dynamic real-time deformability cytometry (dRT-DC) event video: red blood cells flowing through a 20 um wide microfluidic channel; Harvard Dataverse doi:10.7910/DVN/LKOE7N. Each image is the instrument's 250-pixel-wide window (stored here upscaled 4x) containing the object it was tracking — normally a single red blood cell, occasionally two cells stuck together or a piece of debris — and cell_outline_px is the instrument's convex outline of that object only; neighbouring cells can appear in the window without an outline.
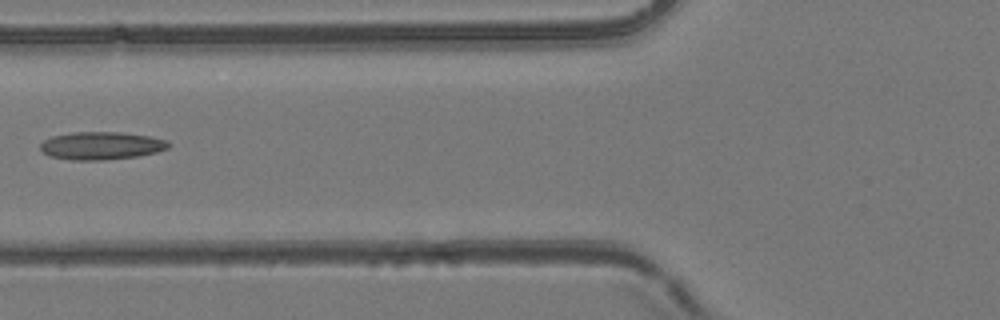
{"species": "common noctule bat (a hibernating species)", "species_latin": "Nyctalus noctula", "temperature_condition": "room temperature", "stored_images_in_passage": 7, "camera_frame_rate_fps": 3000, "um_per_image_px": 0.085, "animal": {"sex": "female", "body_mass_g": 24.6, "forearm_length_mm": 56.2}, "frame": {"image": 1, "passage_image": 7, "time_ms": 7.0, "image_size_px": [1000, 320], "cell_outline_px": [[172, 144], [168, 148], [156, 152], [140, 156], [104, 160], [72, 160], [48, 156], [40, 148], [40, 144], [44, 140], [52, 136], [72, 132], [120, 132], [148, 136], [164, 140]], "centroid_in_image_um": [8.59, 12.39], "position_along_channel_um": 117.2, "area_um2": 20.81}}